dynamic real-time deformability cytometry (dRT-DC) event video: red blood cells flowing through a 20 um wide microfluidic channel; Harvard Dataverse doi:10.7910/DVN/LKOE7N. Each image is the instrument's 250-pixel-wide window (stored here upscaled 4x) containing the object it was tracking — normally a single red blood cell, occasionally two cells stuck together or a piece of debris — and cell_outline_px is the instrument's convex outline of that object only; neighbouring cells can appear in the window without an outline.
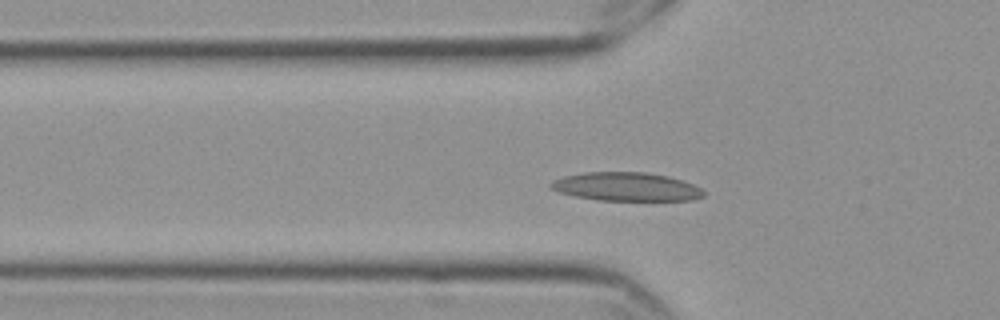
{"species": "Egyptian fruit bat (a non-hibernating species)", "species_latin": "Rousettus aegyptiacus", "temperature_condition": "cold", "stored_images_in_passage": 53, "camera_frame_rate_fps": 3000, "um_per_image_px": 0.085, "frame": {"image": 1, "passage_image": 14, "time_ms": 4.333, "image_size_px": [1000, 320], "cell_outline_px": [[704, 196], [692, 200], [596, 200], [576, 196], [560, 192], [552, 188], [548, 184], [552, 180], [564, 176], [584, 172], [648, 172], [668, 176], [684, 180], [700, 188], [704, 192]], "centroid_in_image_um": [53.24, 15.86], "position_along_channel_um": 72.6, "area_um2": 25.43}}
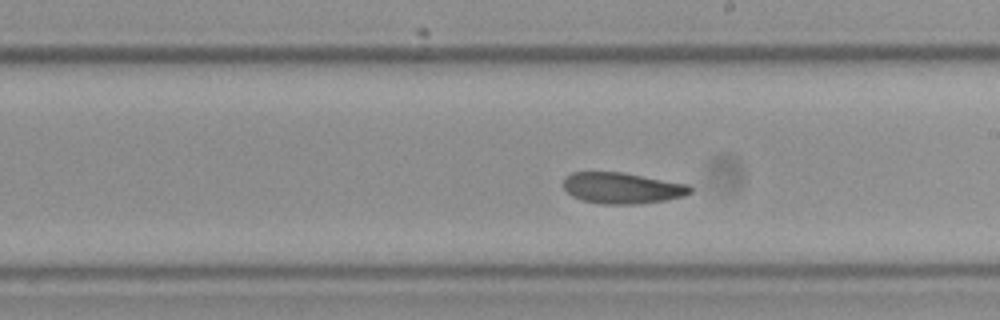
{"frame": {"image": 2, "passage_image": 28, "time_ms": 9.0, "image_size_px": [1000, 320], "cell_outline_px": [[692, 192], [684, 196], [664, 200], [636, 204], [600, 204], [584, 200], [572, 196], [564, 188], [564, 176], [572, 172], [624, 172], [688, 184], [692, 188]], "centroid_in_image_um": [52.88, 15.97], "position_along_channel_um": 236.1, "area_um2": 23.0}}
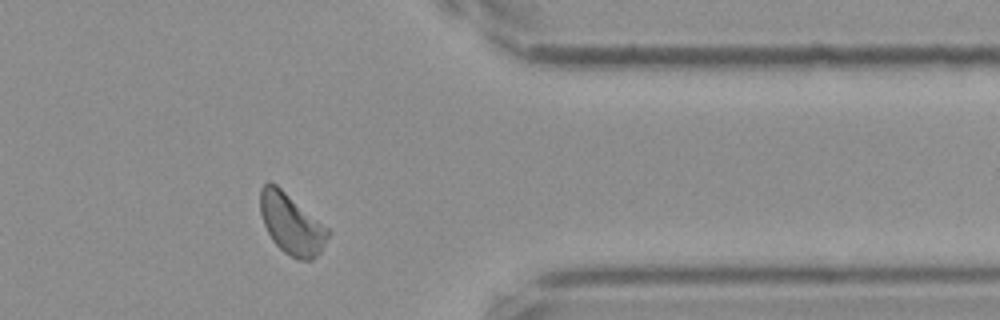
{"frame": {"image": 3, "passage_image": 42, "time_ms": 13.667, "image_size_px": [1000, 320], "cell_outline_px": [[332, 232], [320, 252], [312, 260], [300, 260], [284, 252], [272, 240], [264, 224], [260, 212], [260, 188], [268, 180], [276, 184], [328, 228]], "centroid_in_image_um": [24.77, 19.03], "position_along_channel_um": 386.6, "area_um2": 23.76}, "authors_computed_cell_mechanics": {"area_um2": 23.12, "velocity_mm_per_s": 3.4971, "shape_relaxation_time_tau1_ms": null, "shape_relaxation_time_tau2_ms": 4.2922, "deformation_change_tau1": null, "deformation_change_tau2": 0.0985}}